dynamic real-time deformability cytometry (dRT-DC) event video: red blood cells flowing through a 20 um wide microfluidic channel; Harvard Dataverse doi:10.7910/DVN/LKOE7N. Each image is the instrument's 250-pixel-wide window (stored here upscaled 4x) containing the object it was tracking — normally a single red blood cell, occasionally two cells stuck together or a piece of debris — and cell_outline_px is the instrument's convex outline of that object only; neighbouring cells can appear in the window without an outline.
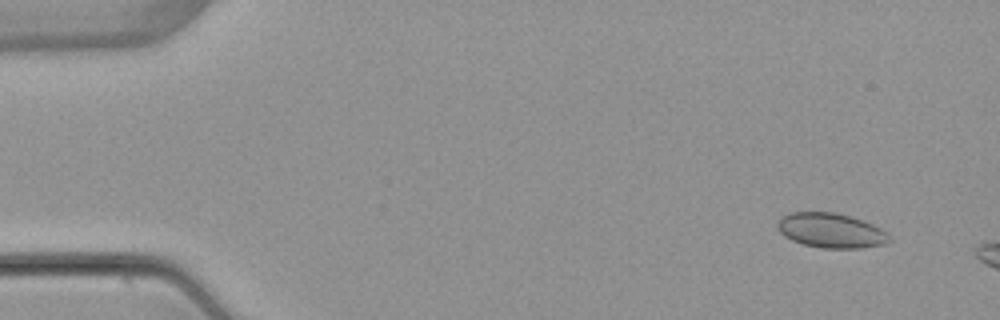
{"species": "common noctule bat (a hibernating species)", "species_latin": "Nyctalus noctula", "temperature_condition": "warm", "stored_images_in_passage": 3, "camera_frame_rate_fps": 3000, "um_per_image_px": 0.085, "animal": {"sex": "female", "body_mass_g": 22.7, "forearm_length_mm": 54.2}, "frame": {"image": 1, "passage_image": 1, "time_ms": 0.0, "image_size_px": [1000, 320], "cell_outline_px": [[892, 240], [888, 244], [860, 248], [820, 248], [804, 244], [792, 240], [784, 236], [776, 228], [776, 224], [780, 216], [788, 212], [836, 212], [872, 224], [888, 232]], "centroid_in_image_um": [70.62, 19.59], "position_along_channel_um": 14.4, "area_um2": 22.89}}